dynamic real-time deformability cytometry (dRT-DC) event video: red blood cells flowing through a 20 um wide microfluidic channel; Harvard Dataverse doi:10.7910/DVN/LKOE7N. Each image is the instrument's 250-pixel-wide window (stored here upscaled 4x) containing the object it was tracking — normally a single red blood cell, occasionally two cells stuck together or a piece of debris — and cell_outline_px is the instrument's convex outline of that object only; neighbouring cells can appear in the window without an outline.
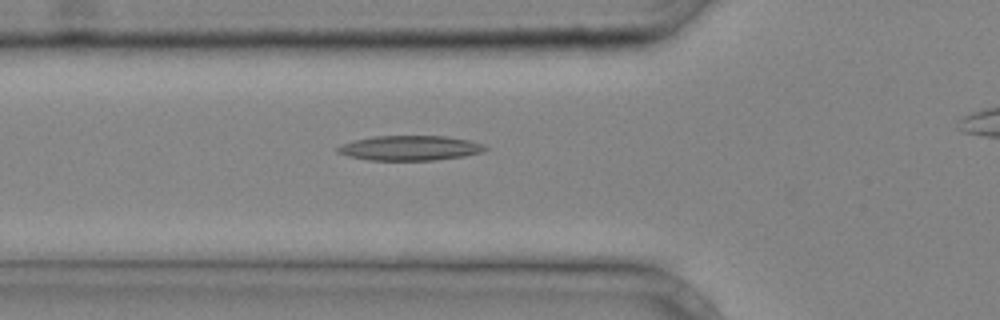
{"species": "common noctule bat (a hibernating species)", "species_latin": "Nyctalus noctula", "temperature_condition": "cold", "stored_images_in_passage": 13, "camera_frame_rate_fps": 3000, "um_per_image_px": 0.085, "animal": {"sex": "male", "body_mass_g": 20.4}, "frame": {"image": 1, "passage_image": 2, "time_ms": 0.333, "image_size_px": [1000, 320], "cell_outline_px": [[488, 148], [484, 152], [464, 156], [432, 160], [368, 160], [348, 156], [336, 152], [336, 148], [340, 144], [372, 136], [444, 136], [468, 140], [484, 144]], "centroid_in_image_um": [34.83, 12.58], "position_along_channel_um": 91.0, "area_um2": 21.39}}